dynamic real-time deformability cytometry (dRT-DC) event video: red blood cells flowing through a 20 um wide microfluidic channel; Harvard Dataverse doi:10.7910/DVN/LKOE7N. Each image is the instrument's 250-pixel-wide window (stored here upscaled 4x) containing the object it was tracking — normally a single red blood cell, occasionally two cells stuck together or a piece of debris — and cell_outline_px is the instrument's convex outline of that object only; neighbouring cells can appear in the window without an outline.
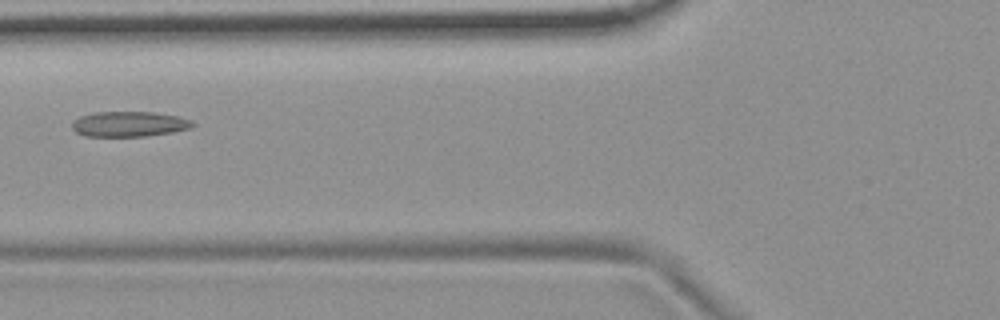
{"species": "common noctule bat (a hibernating species)", "species_latin": "Nyctalus noctula", "temperature_condition": "room temperature", "stored_images_in_passage": 9, "camera_frame_rate_fps": 3000, "um_per_image_px": 0.085, "animal": {"sex": "female", "body_mass_g": 19.9}, "frame": {"image": 1, "passage_image": 6, "time_ms": 1.667, "image_size_px": [1000, 320], "cell_outline_px": [[196, 124], [192, 128], [172, 132], [144, 136], [84, 136], [76, 132], [72, 128], [72, 124], [80, 116], [92, 112], [156, 112], [176, 116], [192, 120]], "centroid_in_image_um": [11.0, 10.54], "position_along_channel_um": 114.8, "area_um2": 17.74}}
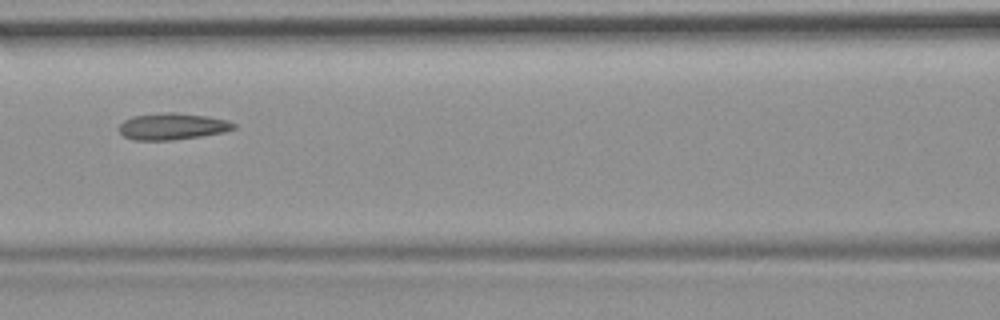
{"frame": {"image": 2, "passage_image": 7, "time_ms": 2.0, "image_size_px": [1000, 320], "cell_outline_px": [[236, 128], [224, 132], [200, 136], [172, 140], [132, 140], [124, 136], [120, 132], [120, 124], [124, 120], [132, 116], [168, 112], [176, 112], [204, 116], [228, 120], [236, 124]], "centroid_in_image_um": [14.65, 10.74], "position_along_channel_um": 151.9, "area_um2": 17.69}}